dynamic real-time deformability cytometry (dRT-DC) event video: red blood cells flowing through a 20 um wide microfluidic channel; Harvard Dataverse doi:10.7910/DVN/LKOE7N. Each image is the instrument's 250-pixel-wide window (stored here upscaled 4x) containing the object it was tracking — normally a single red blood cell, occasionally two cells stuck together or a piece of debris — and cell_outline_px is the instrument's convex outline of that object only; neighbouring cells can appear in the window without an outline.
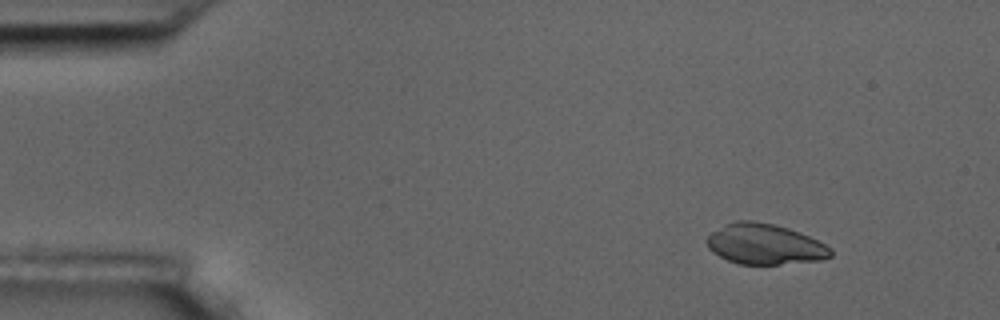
{"species": "common noctule bat (a hibernating species)", "species_latin": "Nyctalus noctula", "temperature_condition": "room temperature", "stored_images_in_passage": 4, "camera_frame_rate_fps": 3000, "um_per_image_px": 0.085, "animal": {"sex": "male", "body_mass_g": 17.5, "forearm_length_mm": 52.3}, "frame": {"image": 1, "passage_image": 1, "time_ms": 0.0, "image_size_px": [1000, 320], "cell_outline_px": [[832, 256], [820, 260], [780, 264], [740, 264], [728, 260], [712, 252], [708, 248], [704, 240], [712, 232], [724, 224], [736, 220], [752, 220], [776, 224], [788, 228], [808, 236], [832, 248]], "centroid_in_image_um": [64.97, 20.74], "position_along_channel_um": 20.0, "area_um2": 29.3}}
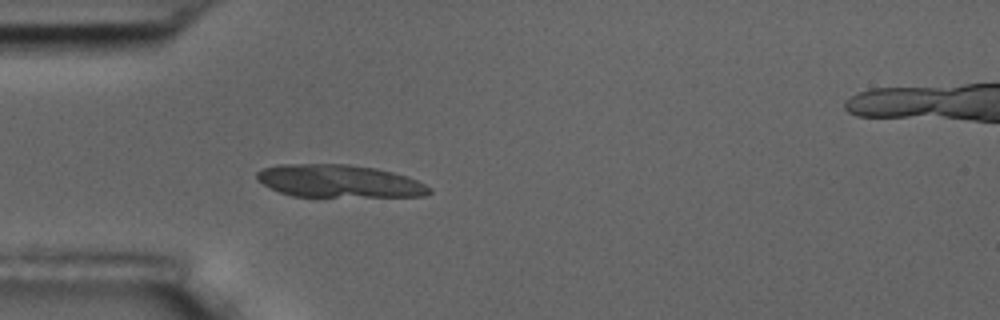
{"frame": {"image": 2, "passage_image": 4, "time_ms": 3.333, "image_size_px": [1000, 320], "cell_outline_px": [[432, 192], [424, 196], [292, 196], [280, 192], [256, 180], [256, 172], [264, 168], [280, 164], [348, 164], [376, 168], [408, 176], [432, 188]], "centroid_in_image_um": [28.82, 15.39], "position_along_channel_um": 56.2, "area_um2": 32.71}}